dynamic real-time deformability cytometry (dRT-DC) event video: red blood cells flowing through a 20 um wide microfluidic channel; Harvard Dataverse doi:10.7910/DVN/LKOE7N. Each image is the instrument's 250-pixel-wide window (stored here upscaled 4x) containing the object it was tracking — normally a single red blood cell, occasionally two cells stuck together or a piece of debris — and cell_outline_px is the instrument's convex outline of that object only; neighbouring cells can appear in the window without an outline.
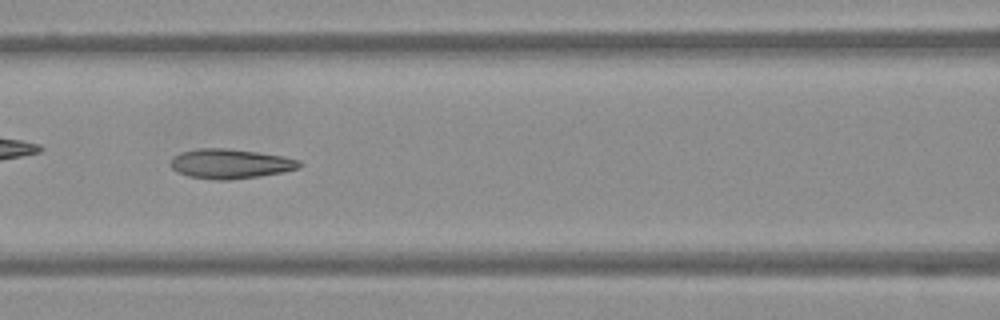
{"species": "Egyptian fruit bat (a non-hibernating species)", "species_latin": "Rousettus aegyptiacus", "temperature_condition": "warm", "stored_images_in_passage": 55, "camera_frame_rate_fps": 3000, "um_per_image_px": 0.085, "frame": {"image": 1, "passage_image": 24, "time_ms": 7.667, "image_size_px": [1000, 320], "cell_outline_px": [[304, 164], [300, 168], [284, 172], [260, 176], [228, 180], [216, 180], [188, 176], [172, 168], [168, 164], [172, 156], [180, 152], [200, 148], [228, 148], [284, 156], [300, 160]], "centroid_in_image_um": [19.59, 13.91], "position_along_channel_um": 147.0, "area_um2": 22.48}}